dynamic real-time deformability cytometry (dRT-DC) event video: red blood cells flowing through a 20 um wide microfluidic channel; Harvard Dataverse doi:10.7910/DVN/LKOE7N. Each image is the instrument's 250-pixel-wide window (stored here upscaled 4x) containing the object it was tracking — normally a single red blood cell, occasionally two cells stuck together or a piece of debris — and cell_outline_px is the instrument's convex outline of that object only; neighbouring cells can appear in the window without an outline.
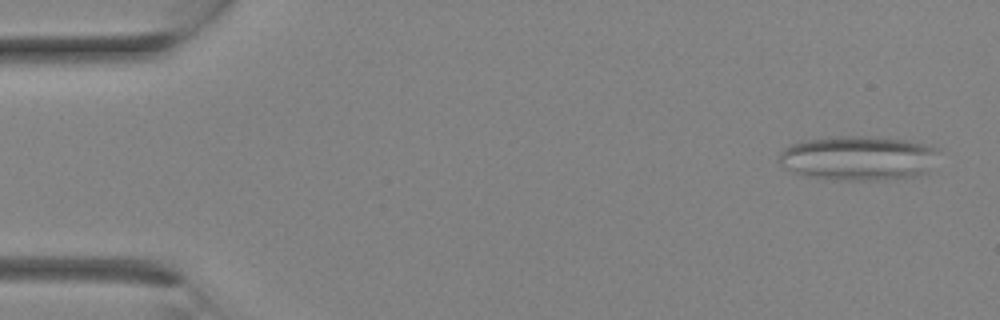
{"species": "Egyptian fruit bat (a non-hibernating species)", "species_latin": "Rousettus aegyptiacus", "temperature_condition": "room temperature", "stored_images_in_passage": 11, "camera_frame_rate_fps": 3000, "um_per_image_px": 0.085, "animal": {"sex": "female"}, "frame": {"image": 1, "passage_image": 1, "time_ms": 0.0, "image_size_px": [1000, 320], "cell_outline_px": [[936, 152], [924, 172], [916, 176], [876, 180], [832, 180], [804, 176], [784, 168], [776, 160], [780, 152], [784, 148], [792, 144], [808, 140], [836, 136], [876, 136], [904, 140], [924, 144], [936, 148]], "centroid_in_image_um": [72.83, 13.44], "position_along_channel_um": 12.2, "area_um2": 41.1}}
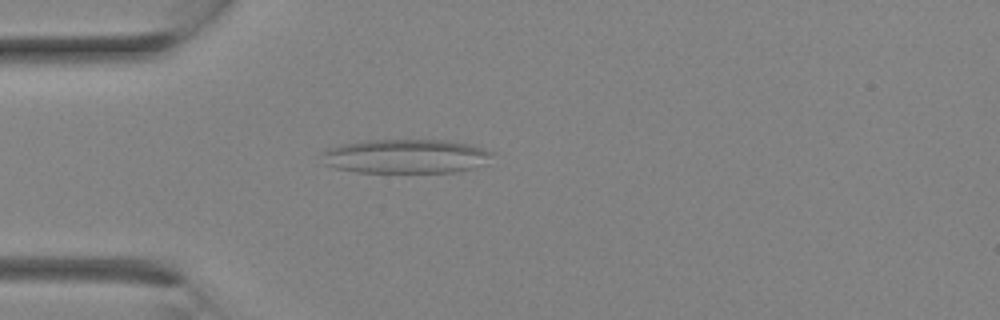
{"frame": {"image": 2, "passage_image": 7, "time_ms": 2.0, "image_size_px": [1000, 320], "cell_outline_px": [[496, 152], [484, 164], [476, 168], [456, 172], [356, 172], [336, 168], [324, 164], [324, 152], [328, 148], [344, 144], [368, 140], [444, 140], [468, 144]], "centroid_in_image_um": [34.55, 13.29], "position_along_channel_um": 50.5, "area_um2": 33.81}}